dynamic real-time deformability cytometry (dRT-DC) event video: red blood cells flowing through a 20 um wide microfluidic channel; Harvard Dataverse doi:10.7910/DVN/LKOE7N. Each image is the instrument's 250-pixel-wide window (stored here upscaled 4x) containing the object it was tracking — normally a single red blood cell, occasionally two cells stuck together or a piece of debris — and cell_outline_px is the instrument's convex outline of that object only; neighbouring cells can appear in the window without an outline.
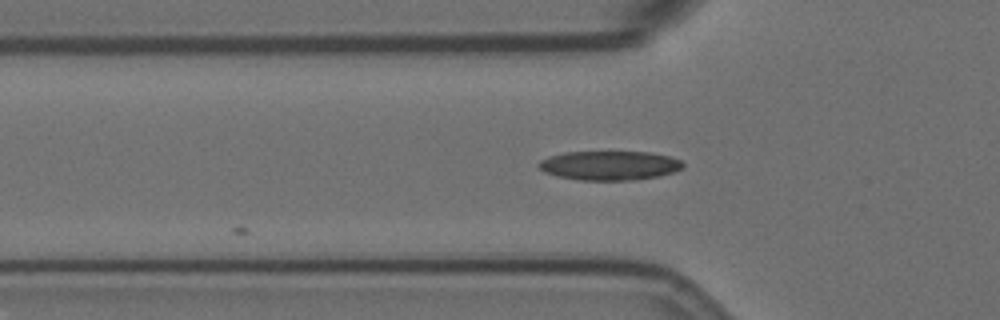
{"species": "Egyptian fruit bat (a non-hibernating species)", "species_latin": "Rousettus aegyptiacus", "temperature_condition": "room temperature", "stored_images_in_passage": 5, "camera_frame_rate_fps": 3000, "um_per_image_px": 0.085, "animal": {"sex": "female"}, "frame": {"image": 1, "passage_image": 5, "time_ms": 1.333, "image_size_px": [1000, 320], "cell_outline_px": [[684, 168], [660, 176], [636, 180], [580, 180], [556, 176], [544, 172], [536, 164], [540, 160], [548, 156], [564, 152], [648, 152], [668, 156], [680, 160], [684, 164]], "centroid_in_image_um": [51.78, 14.07], "position_along_channel_um": 74.0, "area_um2": 24.68}}